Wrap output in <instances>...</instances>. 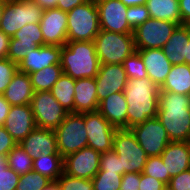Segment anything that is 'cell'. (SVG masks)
I'll use <instances>...</instances> for the list:
<instances>
[{"instance_id":"obj_32","label":"cell","mask_w":190,"mask_h":190,"mask_svg":"<svg viewBox=\"0 0 190 190\" xmlns=\"http://www.w3.org/2000/svg\"><path fill=\"white\" fill-rule=\"evenodd\" d=\"M6 160L8 166L19 175L33 170L32 157L23 150L19 143L9 151L6 155Z\"/></svg>"},{"instance_id":"obj_1","label":"cell","mask_w":190,"mask_h":190,"mask_svg":"<svg viewBox=\"0 0 190 190\" xmlns=\"http://www.w3.org/2000/svg\"><path fill=\"white\" fill-rule=\"evenodd\" d=\"M127 109V129L157 117L160 87L148 77L129 79L123 91Z\"/></svg>"},{"instance_id":"obj_55","label":"cell","mask_w":190,"mask_h":190,"mask_svg":"<svg viewBox=\"0 0 190 190\" xmlns=\"http://www.w3.org/2000/svg\"><path fill=\"white\" fill-rule=\"evenodd\" d=\"M187 64L190 65V40L187 46Z\"/></svg>"},{"instance_id":"obj_9","label":"cell","mask_w":190,"mask_h":190,"mask_svg":"<svg viewBox=\"0 0 190 190\" xmlns=\"http://www.w3.org/2000/svg\"><path fill=\"white\" fill-rule=\"evenodd\" d=\"M177 26L175 22L149 18L133 30L136 50L162 49Z\"/></svg>"},{"instance_id":"obj_36","label":"cell","mask_w":190,"mask_h":190,"mask_svg":"<svg viewBox=\"0 0 190 190\" xmlns=\"http://www.w3.org/2000/svg\"><path fill=\"white\" fill-rule=\"evenodd\" d=\"M143 173L162 181L166 185L169 184L171 179L169 173H166V168L161 156L148 157Z\"/></svg>"},{"instance_id":"obj_27","label":"cell","mask_w":190,"mask_h":190,"mask_svg":"<svg viewBox=\"0 0 190 190\" xmlns=\"http://www.w3.org/2000/svg\"><path fill=\"white\" fill-rule=\"evenodd\" d=\"M160 91H169L176 94H190V65H172L170 73L164 83L160 86Z\"/></svg>"},{"instance_id":"obj_26","label":"cell","mask_w":190,"mask_h":190,"mask_svg":"<svg viewBox=\"0 0 190 190\" xmlns=\"http://www.w3.org/2000/svg\"><path fill=\"white\" fill-rule=\"evenodd\" d=\"M99 106L95 78L76 79L74 113L97 111Z\"/></svg>"},{"instance_id":"obj_23","label":"cell","mask_w":190,"mask_h":190,"mask_svg":"<svg viewBox=\"0 0 190 190\" xmlns=\"http://www.w3.org/2000/svg\"><path fill=\"white\" fill-rule=\"evenodd\" d=\"M136 51L142 58L148 78L160 87L170 73L172 64L164 55L162 49H145Z\"/></svg>"},{"instance_id":"obj_51","label":"cell","mask_w":190,"mask_h":190,"mask_svg":"<svg viewBox=\"0 0 190 190\" xmlns=\"http://www.w3.org/2000/svg\"><path fill=\"white\" fill-rule=\"evenodd\" d=\"M126 7L146 5V0H120Z\"/></svg>"},{"instance_id":"obj_33","label":"cell","mask_w":190,"mask_h":190,"mask_svg":"<svg viewBox=\"0 0 190 190\" xmlns=\"http://www.w3.org/2000/svg\"><path fill=\"white\" fill-rule=\"evenodd\" d=\"M123 175L99 170L91 179L93 190H120Z\"/></svg>"},{"instance_id":"obj_20","label":"cell","mask_w":190,"mask_h":190,"mask_svg":"<svg viewBox=\"0 0 190 190\" xmlns=\"http://www.w3.org/2000/svg\"><path fill=\"white\" fill-rule=\"evenodd\" d=\"M20 146L32 159H36L40 154H59L54 130L36 127L24 140Z\"/></svg>"},{"instance_id":"obj_42","label":"cell","mask_w":190,"mask_h":190,"mask_svg":"<svg viewBox=\"0 0 190 190\" xmlns=\"http://www.w3.org/2000/svg\"><path fill=\"white\" fill-rule=\"evenodd\" d=\"M167 190H190V169L171 177Z\"/></svg>"},{"instance_id":"obj_46","label":"cell","mask_w":190,"mask_h":190,"mask_svg":"<svg viewBox=\"0 0 190 190\" xmlns=\"http://www.w3.org/2000/svg\"><path fill=\"white\" fill-rule=\"evenodd\" d=\"M182 25L190 23V0H178Z\"/></svg>"},{"instance_id":"obj_4","label":"cell","mask_w":190,"mask_h":190,"mask_svg":"<svg viewBox=\"0 0 190 190\" xmlns=\"http://www.w3.org/2000/svg\"><path fill=\"white\" fill-rule=\"evenodd\" d=\"M94 43L100 65L122 64L136 51L133 33H116L100 29Z\"/></svg>"},{"instance_id":"obj_40","label":"cell","mask_w":190,"mask_h":190,"mask_svg":"<svg viewBox=\"0 0 190 190\" xmlns=\"http://www.w3.org/2000/svg\"><path fill=\"white\" fill-rule=\"evenodd\" d=\"M126 18L129 26L134 30L150 18L146 5L128 7Z\"/></svg>"},{"instance_id":"obj_6","label":"cell","mask_w":190,"mask_h":190,"mask_svg":"<svg viewBox=\"0 0 190 190\" xmlns=\"http://www.w3.org/2000/svg\"><path fill=\"white\" fill-rule=\"evenodd\" d=\"M44 10L33 0H6L0 30L10 38L29 23H40Z\"/></svg>"},{"instance_id":"obj_47","label":"cell","mask_w":190,"mask_h":190,"mask_svg":"<svg viewBox=\"0 0 190 190\" xmlns=\"http://www.w3.org/2000/svg\"><path fill=\"white\" fill-rule=\"evenodd\" d=\"M88 0H58L57 8L64 12L71 11L74 7L84 4Z\"/></svg>"},{"instance_id":"obj_52","label":"cell","mask_w":190,"mask_h":190,"mask_svg":"<svg viewBox=\"0 0 190 190\" xmlns=\"http://www.w3.org/2000/svg\"><path fill=\"white\" fill-rule=\"evenodd\" d=\"M7 167H8V164H7L6 156L0 155V169L7 168Z\"/></svg>"},{"instance_id":"obj_30","label":"cell","mask_w":190,"mask_h":190,"mask_svg":"<svg viewBox=\"0 0 190 190\" xmlns=\"http://www.w3.org/2000/svg\"><path fill=\"white\" fill-rule=\"evenodd\" d=\"M75 82V79L63 73L50 90L54 98L68 113H74Z\"/></svg>"},{"instance_id":"obj_28","label":"cell","mask_w":190,"mask_h":190,"mask_svg":"<svg viewBox=\"0 0 190 190\" xmlns=\"http://www.w3.org/2000/svg\"><path fill=\"white\" fill-rule=\"evenodd\" d=\"M150 18L166 20L182 25L178 0H146Z\"/></svg>"},{"instance_id":"obj_43","label":"cell","mask_w":190,"mask_h":190,"mask_svg":"<svg viewBox=\"0 0 190 190\" xmlns=\"http://www.w3.org/2000/svg\"><path fill=\"white\" fill-rule=\"evenodd\" d=\"M139 190H167V185L152 176L140 173Z\"/></svg>"},{"instance_id":"obj_41","label":"cell","mask_w":190,"mask_h":190,"mask_svg":"<svg viewBox=\"0 0 190 190\" xmlns=\"http://www.w3.org/2000/svg\"><path fill=\"white\" fill-rule=\"evenodd\" d=\"M19 177L9 166L0 169V190H16Z\"/></svg>"},{"instance_id":"obj_45","label":"cell","mask_w":190,"mask_h":190,"mask_svg":"<svg viewBox=\"0 0 190 190\" xmlns=\"http://www.w3.org/2000/svg\"><path fill=\"white\" fill-rule=\"evenodd\" d=\"M140 173L123 174L120 190H139Z\"/></svg>"},{"instance_id":"obj_5","label":"cell","mask_w":190,"mask_h":190,"mask_svg":"<svg viewBox=\"0 0 190 190\" xmlns=\"http://www.w3.org/2000/svg\"><path fill=\"white\" fill-rule=\"evenodd\" d=\"M99 31L95 0H88L67 12V41H94Z\"/></svg>"},{"instance_id":"obj_29","label":"cell","mask_w":190,"mask_h":190,"mask_svg":"<svg viewBox=\"0 0 190 190\" xmlns=\"http://www.w3.org/2000/svg\"><path fill=\"white\" fill-rule=\"evenodd\" d=\"M64 158L60 154H40L33 159V171L47 177L52 182H56L64 173Z\"/></svg>"},{"instance_id":"obj_11","label":"cell","mask_w":190,"mask_h":190,"mask_svg":"<svg viewBox=\"0 0 190 190\" xmlns=\"http://www.w3.org/2000/svg\"><path fill=\"white\" fill-rule=\"evenodd\" d=\"M130 130L148 157L160 156L171 142L157 117L148 118L145 122L131 127Z\"/></svg>"},{"instance_id":"obj_37","label":"cell","mask_w":190,"mask_h":190,"mask_svg":"<svg viewBox=\"0 0 190 190\" xmlns=\"http://www.w3.org/2000/svg\"><path fill=\"white\" fill-rule=\"evenodd\" d=\"M56 182L61 190H93L92 180L69 176L65 173Z\"/></svg>"},{"instance_id":"obj_2","label":"cell","mask_w":190,"mask_h":190,"mask_svg":"<svg viewBox=\"0 0 190 190\" xmlns=\"http://www.w3.org/2000/svg\"><path fill=\"white\" fill-rule=\"evenodd\" d=\"M157 118L171 141L190 140V99L169 91H160Z\"/></svg>"},{"instance_id":"obj_16","label":"cell","mask_w":190,"mask_h":190,"mask_svg":"<svg viewBox=\"0 0 190 190\" xmlns=\"http://www.w3.org/2000/svg\"><path fill=\"white\" fill-rule=\"evenodd\" d=\"M45 45L64 46L67 42V12L54 8L45 10L40 20Z\"/></svg>"},{"instance_id":"obj_49","label":"cell","mask_w":190,"mask_h":190,"mask_svg":"<svg viewBox=\"0 0 190 190\" xmlns=\"http://www.w3.org/2000/svg\"><path fill=\"white\" fill-rule=\"evenodd\" d=\"M10 108L11 105L4 99L3 95H0V126H3Z\"/></svg>"},{"instance_id":"obj_38","label":"cell","mask_w":190,"mask_h":190,"mask_svg":"<svg viewBox=\"0 0 190 190\" xmlns=\"http://www.w3.org/2000/svg\"><path fill=\"white\" fill-rule=\"evenodd\" d=\"M99 163V170L124 174V169H121L120 158L114 150L102 152Z\"/></svg>"},{"instance_id":"obj_39","label":"cell","mask_w":190,"mask_h":190,"mask_svg":"<svg viewBox=\"0 0 190 190\" xmlns=\"http://www.w3.org/2000/svg\"><path fill=\"white\" fill-rule=\"evenodd\" d=\"M17 70L18 65L9 58L0 59V95L4 93Z\"/></svg>"},{"instance_id":"obj_18","label":"cell","mask_w":190,"mask_h":190,"mask_svg":"<svg viewBox=\"0 0 190 190\" xmlns=\"http://www.w3.org/2000/svg\"><path fill=\"white\" fill-rule=\"evenodd\" d=\"M3 127L17 144L20 143L37 127L31 106H11Z\"/></svg>"},{"instance_id":"obj_24","label":"cell","mask_w":190,"mask_h":190,"mask_svg":"<svg viewBox=\"0 0 190 190\" xmlns=\"http://www.w3.org/2000/svg\"><path fill=\"white\" fill-rule=\"evenodd\" d=\"M190 40V26L178 25L162 48L172 65L187 64V46Z\"/></svg>"},{"instance_id":"obj_53","label":"cell","mask_w":190,"mask_h":190,"mask_svg":"<svg viewBox=\"0 0 190 190\" xmlns=\"http://www.w3.org/2000/svg\"><path fill=\"white\" fill-rule=\"evenodd\" d=\"M45 190H61L57 182H51V184Z\"/></svg>"},{"instance_id":"obj_31","label":"cell","mask_w":190,"mask_h":190,"mask_svg":"<svg viewBox=\"0 0 190 190\" xmlns=\"http://www.w3.org/2000/svg\"><path fill=\"white\" fill-rule=\"evenodd\" d=\"M62 74L63 70L61 65H51L30 73L29 76L34 92L50 91Z\"/></svg>"},{"instance_id":"obj_15","label":"cell","mask_w":190,"mask_h":190,"mask_svg":"<svg viewBox=\"0 0 190 190\" xmlns=\"http://www.w3.org/2000/svg\"><path fill=\"white\" fill-rule=\"evenodd\" d=\"M100 154L87 146L67 155L64 157V173L91 180L99 171Z\"/></svg>"},{"instance_id":"obj_48","label":"cell","mask_w":190,"mask_h":190,"mask_svg":"<svg viewBox=\"0 0 190 190\" xmlns=\"http://www.w3.org/2000/svg\"><path fill=\"white\" fill-rule=\"evenodd\" d=\"M10 37L0 30V59L8 58Z\"/></svg>"},{"instance_id":"obj_50","label":"cell","mask_w":190,"mask_h":190,"mask_svg":"<svg viewBox=\"0 0 190 190\" xmlns=\"http://www.w3.org/2000/svg\"><path fill=\"white\" fill-rule=\"evenodd\" d=\"M38 4L44 11L48 9L57 8L58 0H33Z\"/></svg>"},{"instance_id":"obj_35","label":"cell","mask_w":190,"mask_h":190,"mask_svg":"<svg viewBox=\"0 0 190 190\" xmlns=\"http://www.w3.org/2000/svg\"><path fill=\"white\" fill-rule=\"evenodd\" d=\"M122 65L125 69L128 80L148 77L145 65L143 64L142 58L137 51L127 57L123 61Z\"/></svg>"},{"instance_id":"obj_3","label":"cell","mask_w":190,"mask_h":190,"mask_svg":"<svg viewBox=\"0 0 190 190\" xmlns=\"http://www.w3.org/2000/svg\"><path fill=\"white\" fill-rule=\"evenodd\" d=\"M63 73L73 79L95 78L100 62L94 41H67L61 50Z\"/></svg>"},{"instance_id":"obj_19","label":"cell","mask_w":190,"mask_h":190,"mask_svg":"<svg viewBox=\"0 0 190 190\" xmlns=\"http://www.w3.org/2000/svg\"><path fill=\"white\" fill-rule=\"evenodd\" d=\"M61 46H38L26 53V57L18 65V70L27 74L47 68L51 65H60Z\"/></svg>"},{"instance_id":"obj_22","label":"cell","mask_w":190,"mask_h":190,"mask_svg":"<svg viewBox=\"0 0 190 190\" xmlns=\"http://www.w3.org/2000/svg\"><path fill=\"white\" fill-rule=\"evenodd\" d=\"M128 104L124 92H115L99 102L98 111L117 129H127Z\"/></svg>"},{"instance_id":"obj_54","label":"cell","mask_w":190,"mask_h":190,"mask_svg":"<svg viewBox=\"0 0 190 190\" xmlns=\"http://www.w3.org/2000/svg\"><path fill=\"white\" fill-rule=\"evenodd\" d=\"M5 4H6V0H0V21L2 19V13L4 11Z\"/></svg>"},{"instance_id":"obj_44","label":"cell","mask_w":190,"mask_h":190,"mask_svg":"<svg viewBox=\"0 0 190 190\" xmlns=\"http://www.w3.org/2000/svg\"><path fill=\"white\" fill-rule=\"evenodd\" d=\"M16 145L17 142L13 139V137L3 126H0V155L6 156Z\"/></svg>"},{"instance_id":"obj_7","label":"cell","mask_w":190,"mask_h":190,"mask_svg":"<svg viewBox=\"0 0 190 190\" xmlns=\"http://www.w3.org/2000/svg\"><path fill=\"white\" fill-rule=\"evenodd\" d=\"M54 132L58 152L63 158L88 146L84 113H68Z\"/></svg>"},{"instance_id":"obj_8","label":"cell","mask_w":190,"mask_h":190,"mask_svg":"<svg viewBox=\"0 0 190 190\" xmlns=\"http://www.w3.org/2000/svg\"><path fill=\"white\" fill-rule=\"evenodd\" d=\"M112 150L120 158L125 173H143L147 154L136 141L130 129H117L113 137Z\"/></svg>"},{"instance_id":"obj_13","label":"cell","mask_w":190,"mask_h":190,"mask_svg":"<svg viewBox=\"0 0 190 190\" xmlns=\"http://www.w3.org/2000/svg\"><path fill=\"white\" fill-rule=\"evenodd\" d=\"M44 45L40 24H26L10 38L8 58L13 63L19 65L26 57V53Z\"/></svg>"},{"instance_id":"obj_14","label":"cell","mask_w":190,"mask_h":190,"mask_svg":"<svg viewBox=\"0 0 190 190\" xmlns=\"http://www.w3.org/2000/svg\"><path fill=\"white\" fill-rule=\"evenodd\" d=\"M101 30L116 33H133L126 18L128 7L120 0H95Z\"/></svg>"},{"instance_id":"obj_12","label":"cell","mask_w":190,"mask_h":190,"mask_svg":"<svg viewBox=\"0 0 190 190\" xmlns=\"http://www.w3.org/2000/svg\"><path fill=\"white\" fill-rule=\"evenodd\" d=\"M84 123L88 147L100 153L112 150L116 127L111 125L98 110L84 113Z\"/></svg>"},{"instance_id":"obj_34","label":"cell","mask_w":190,"mask_h":190,"mask_svg":"<svg viewBox=\"0 0 190 190\" xmlns=\"http://www.w3.org/2000/svg\"><path fill=\"white\" fill-rule=\"evenodd\" d=\"M51 180L35 171L20 175L16 190H45Z\"/></svg>"},{"instance_id":"obj_25","label":"cell","mask_w":190,"mask_h":190,"mask_svg":"<svg viewBox=\"0 0 190 190\" xmlns=\"http://www.w3.org/2000/svg\"><path fill=\"white\" fill-rule=\"evenodd\" d=\"M2 95L11 106L30 105L34 90L29 74L17 70Z\"/></svg>"},{"instance_id":"obj_21","label":"cell","mask_w":190,"mask_h":190,"mask_svg":"<svg viewBox=\"0 0 190 190\" xmlns=\"http://www.w3.org/2000/svg\"><path fill=\"white\" fill-rule=\"evenodd\" d=\"M170 177L190 169V148L188 142L171 141L160 155Z\"/></svg>"},{"instance_id":"obj_17","label":"cell","mask_w":190,"mask_h":190,"mask_svg":"<svg viewBox=\"0 0 190 190\" xmlns=\"http://www.w3.org/2000/svg\"><path fill=\"white\" fill-rule=\"evenodd\" d=\"M128 81L122 64H102L95 77L98 102L115 92H123Z\"/></svg>"},{"instance_id":"obj_10","label":"cell","mask_w":190,"mask_h":190,"mask_svg":"<svg viewBox=\"0 0 190 190\" xmlns=\"http://www.w3.org/2000/svg\"><path fill=\"white\" fill-rule=\"evenodd\" d=\"M36 126L55 130L68 112L58 103L51 91H37L30 103Z\"/></svg>"}]
</instances>
